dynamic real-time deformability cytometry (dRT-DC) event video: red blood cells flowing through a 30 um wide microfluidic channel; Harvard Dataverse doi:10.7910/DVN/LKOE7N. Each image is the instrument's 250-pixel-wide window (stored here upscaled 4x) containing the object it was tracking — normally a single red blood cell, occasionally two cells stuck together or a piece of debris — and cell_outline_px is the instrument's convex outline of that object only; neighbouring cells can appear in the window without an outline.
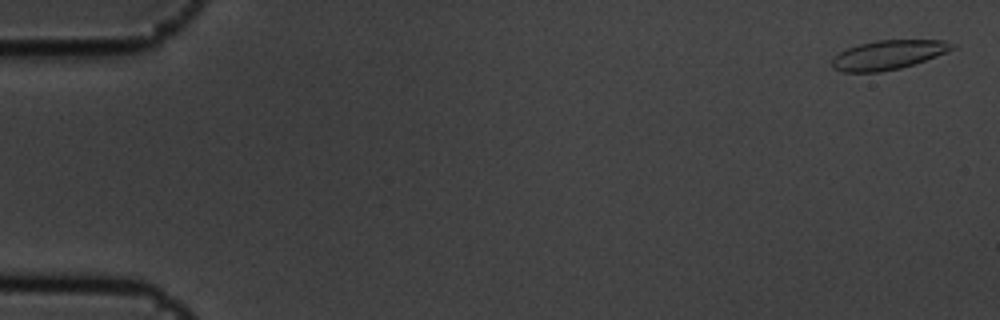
{"species": "common noctule bat (a hibernating species)", "species_latin": "Nyctalus noctula", "temperature_condition": "cold", "stored_images_in_passage": 8, "camera_frame_rate_fps": 3000, "um_per_image_px": 0.085, "animal": {"sex": "male", "body_mass_g": 19.5, "forearm_length_mm": 54.6}, "frame": {"image": 1, "passage_image": 1, "time_ms": 0.0, "image_size_px": [1000, 320], "cell_outline_px": [[956, 48], [936, 56], [900, 68], [880, 72], [844, 72], [832, 68], [832, 60], [840, 52], [848, 48], [860, 44], [876, 40], [944, 40], [956, 44]], "centroid_in_image_um": [75.52, 4.66], "position_along_channel_um": 9.5, "area_um2": 20.29}}
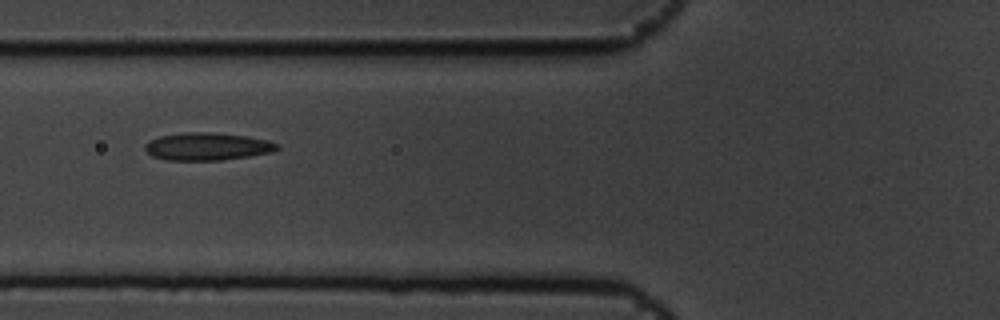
{"frame": {"image": 2, "passage_image": 7, "time_ms": 2.0, "image_size_px": [1000, 320], "cell_outline_px": [[280, 148], [272, 152], [248, 156], [220, 160], [164, 160], [152, 156], [144, 148], [144, 144], [148, 140], [160, 136], [184, 132], [208, 132], [248, 136], [268, 140], [280, 144]], "centroid_in_image_um": [17.61, 12.45], "position_along_channel_um": 108.2, "area_um2": 21.39}}
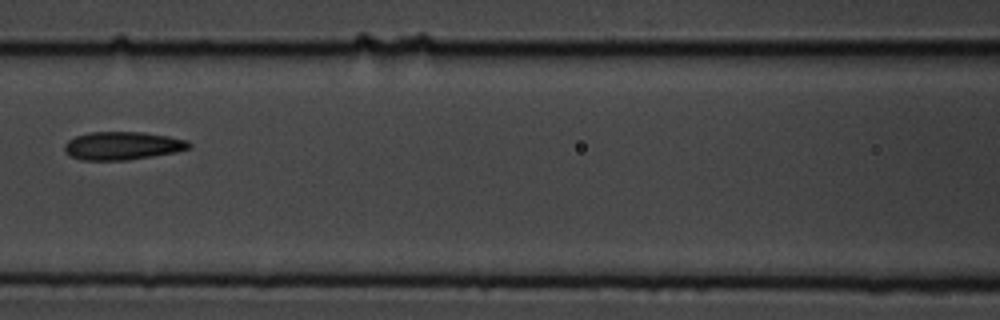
{"frame": {"image": 3, "passage_image": 8, "time_ms": 2.333, "image_size_px": [1000, 320], "cell_outline_px": [[192, 144], [188, 148], [176, 152], [128, 160], [80, 160], [68, 156], [64, 148], [64, 144], [68, 140], [76, 136], [88, 132], [144, 132], [168, 136], [188, 140]], "centroid_in_image_um": [10.38, 12.39], "position_along_channel_um": 156.2, "area_um2": 20.52}}